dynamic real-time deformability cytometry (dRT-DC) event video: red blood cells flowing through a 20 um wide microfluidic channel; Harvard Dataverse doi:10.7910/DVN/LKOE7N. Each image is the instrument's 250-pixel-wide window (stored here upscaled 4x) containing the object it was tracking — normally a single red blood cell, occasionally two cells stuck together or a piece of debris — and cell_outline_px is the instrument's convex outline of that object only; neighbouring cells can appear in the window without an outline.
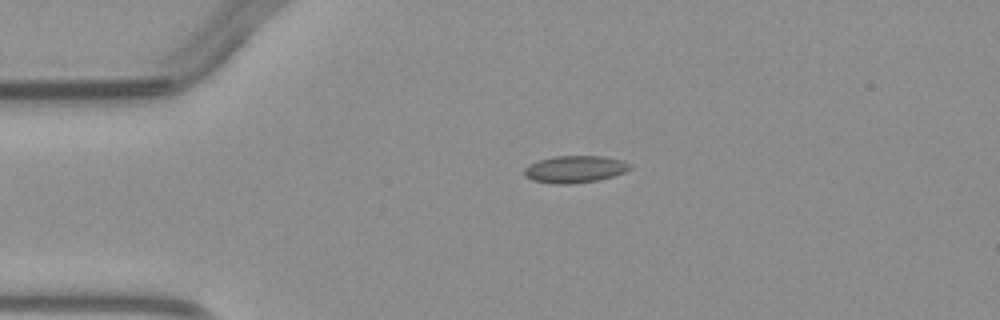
{"species": "common noctule bat (a hibernating species)", "species_latin": "Nyctalus noctula", "temperature_condition": "warm", "stored_images_in_passage": 3, "camera_frame_rate_fps": 3000, "um_per_image_px": 0.085, "animal": {"sex": "male", "body_mass_g": 23.1, "forearm_length_mm": 52.7}, "frame": {"image": 1, "passage_image": 1, "time_ms": 0.0, "image_size_px": [1000, 320], "cell_outline_px": [[632, 168], [624, 172], [612, 176], [596, 180], [572, 184], [556, 184], [532, 180], [524, 176], [524, 168], [540, 160], [556, 156], [604, 156], [624, 160], [632, 164]], "centroid_in_image_um": [48.9, 14.38], "position_along_channel_um": 36.1, "area_um2": 16.65}}
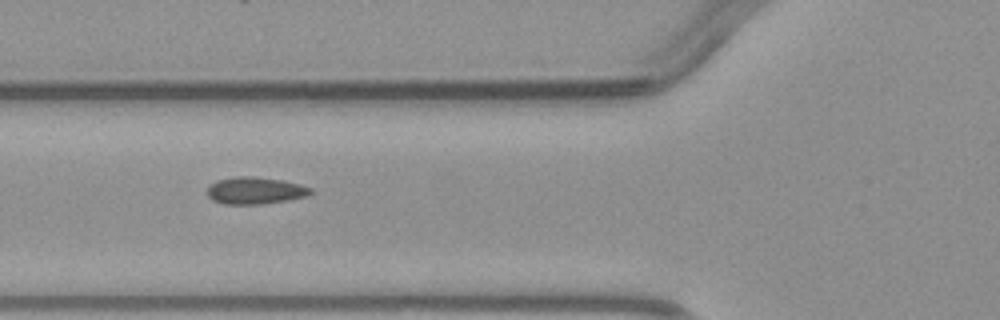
{"frame": {"image": 2, "passage_image": 3, "time_ms": 2.333, "image_size_px": [1000, 320], "cell_outline_px": [[312, 192], [308, 196], [264, 204], [224, 204], [212, 200], [208, 196], [208, 188], [216, 180], [236, 176], [252, 176], [284, 180], [300, 184], [312, 188]], "centroid_in_image_um": [21.7, 16.19], "position_along_channel_um": 104.1, "area_um2": 16.36}}